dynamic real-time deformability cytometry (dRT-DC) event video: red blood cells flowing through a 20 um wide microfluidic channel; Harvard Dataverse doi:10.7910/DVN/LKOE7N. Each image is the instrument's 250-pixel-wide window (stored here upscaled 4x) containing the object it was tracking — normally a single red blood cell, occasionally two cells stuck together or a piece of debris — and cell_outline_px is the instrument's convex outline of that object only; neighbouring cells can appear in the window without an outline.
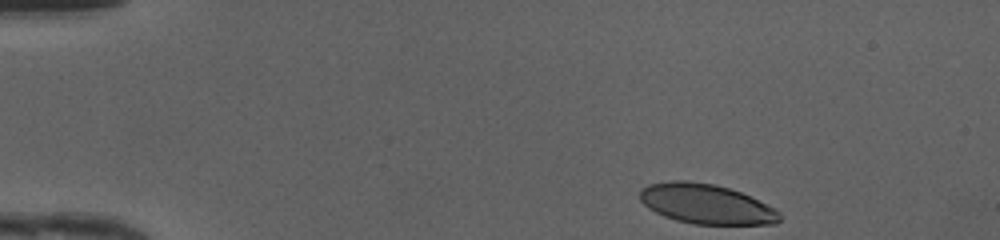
{"species": "human", "species_latin": "Homo sapiens", "temperature_condition": "cold", "stored_images_in_passage": 43, "camera_frame_rate_fps": 3000, "um_per_image_px": 0.085, "donor": {"sex": "female"}, "frame": {"image": 1, "passage_image": 1, "time_ms": 0.0, "image_size_px": [1000, 240], "cell_outline_px": [[784, 216], [776, 224], [692, 224], [676, 220], [664, 216], [648, 208], [640, 200], [640, 188], [648, 184], [672, 180], [684, 180], [716, 184], [740, 192], [776, 208]], "centroid_in_image_um": [60.04, 17.34], "position_along_channel_um": 25.0, "area_um2": 32.66}}
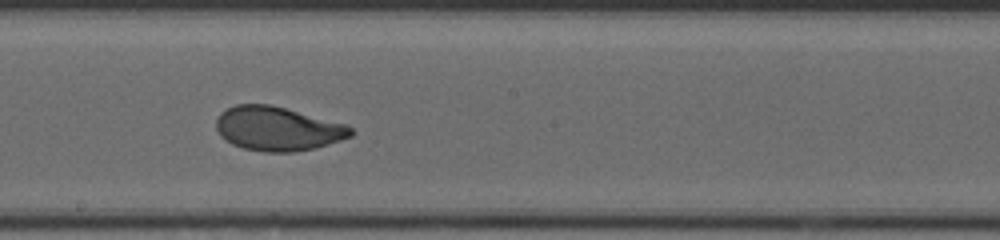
{"frame": {"image": 2, "passage_image": 22, "time_ms": 7.0, "image_size_px": [1000, 240], "cell_outline_px": [[352, 136], [316, 148], [292, 152], [264, 152], [244, 148], [232, 144], [224, 140], [220, 136], [216, 128], [216, 120], [220, 112], [236, 104], [268, 104], [348, 124], [352, 128]], "centroid_in_image_um": [23.59, 10.94], "position_along_channel_um": 224.6, "area_um2": 34.62}}
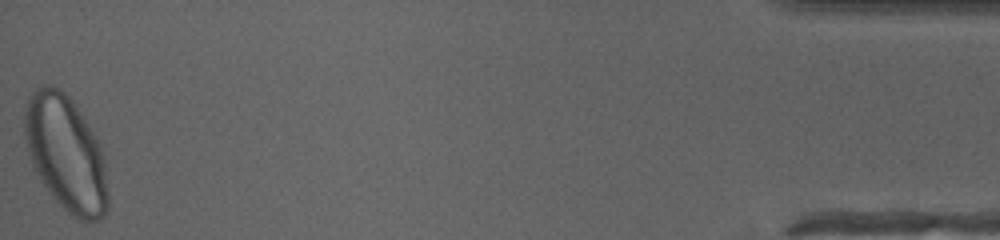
{"frame": {"image": 3, "passage_image": 43, "time_ms": 14.0, "image_size_px": [1000, 240], "cell_outline_px": [[108, 208], [104, 216], [96, 220], [80, 220], [72, 216], [48, 192], [40, 180], [32, 164], [28, 152], [24, 132], [24, 112], [28, 100], [32, 92], [36, 88], [48, 84], [52, 84], [60, 88], [72, 100], [96, 136], [100, 144], [104, 160], [108, 192]], "centroid_in_image_um": [5.6, 13.04], "position_along_channel_um": 429.6, "area_um2": 56.07}, "authors_computed_cell_mechanics": {"area_um2": 34.68, "velocity_mm_per_s": 4.1812, "shape_relaxation_time_tau1_ms": 2.601, "shape_relaxation_time_tau2_ms": 0.7097, "deformation_change_tau1": 0.1523, "deformation_change_tau2": 0.05}}